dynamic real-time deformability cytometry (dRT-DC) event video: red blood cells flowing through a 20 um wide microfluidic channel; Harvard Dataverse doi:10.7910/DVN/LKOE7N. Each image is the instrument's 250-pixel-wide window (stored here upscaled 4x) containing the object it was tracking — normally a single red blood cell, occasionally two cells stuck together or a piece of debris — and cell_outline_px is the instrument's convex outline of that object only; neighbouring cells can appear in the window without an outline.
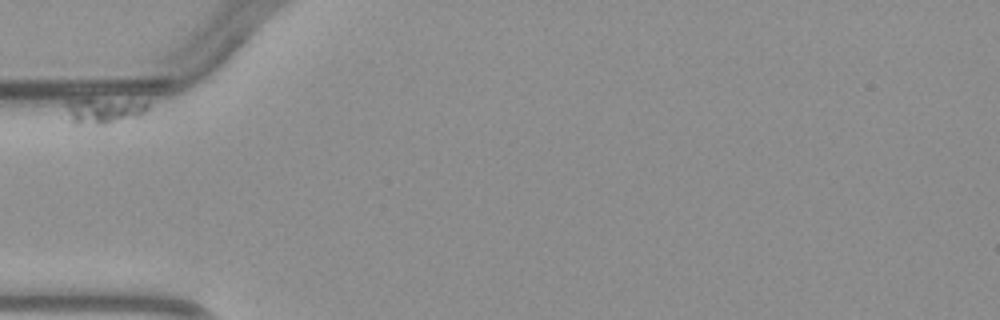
{"species": "common noctule bat (a hibernating species)", "species_latin": "Nyctalus noctula", "temperature_condition": "warm", "stored_images_in_passage": 5, "camera_frame_rate_fps": 3000, "um_per_image_px": 0.085, "animal": {"sex": "male", "body_mass_g": 23.1, "forearm_length_mm": 52.7}, "frame": {"image": 1, "passage_image": 1, "time_ms": 0.0, "image_size_px": [1000, 320], "cell_outline_px": [[148, 108], [140, 116], [108, 124], [72, 124], [64, 100], [92, 100], [148, 104]], "centroid_in_image_um": [8.71, 9.47], "position_along_channel_um": 76.3, "area_um2": 11.44}}
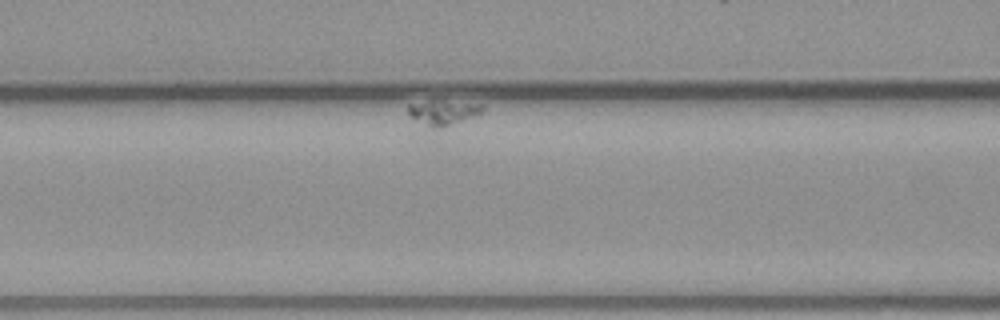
{"frame": {"image": 2, "passage_image": 3, "time_ms": 2.667, "image_size_px": [1000, 320], "cell_outline_px": [[484, 108], [480, 116], [440, 128], [428, 128], [412, 116], [408, 112], [408, 104], [432, 100], [444, 100], [484, 104]], "centroid_in_image_um": [37.74, 9.55], "position_along_channel_um": 128.9, "area_um2": 11.16}}
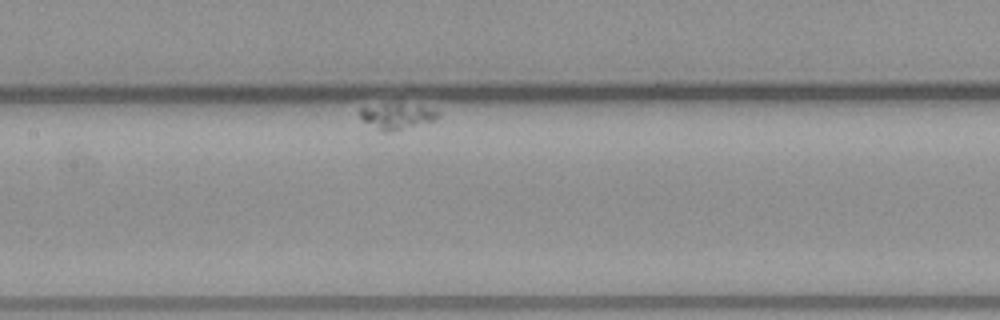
{"frame": {"image": 3, "passage_image": 5, "time_ms": 4.667, "image_size_px": [1000, 320], "cell_outline_px": [[440, 116], [436, 120], [392, 132], [380, 132], [364, 120], [360, 116], [360, 108], [384, 104], [400, 104], [424, 108], [440, 112]], "centroid_in_image_um": [33.73, 9.92], "position_along_channel_um": 173.7, "area_um2": 11.39}}